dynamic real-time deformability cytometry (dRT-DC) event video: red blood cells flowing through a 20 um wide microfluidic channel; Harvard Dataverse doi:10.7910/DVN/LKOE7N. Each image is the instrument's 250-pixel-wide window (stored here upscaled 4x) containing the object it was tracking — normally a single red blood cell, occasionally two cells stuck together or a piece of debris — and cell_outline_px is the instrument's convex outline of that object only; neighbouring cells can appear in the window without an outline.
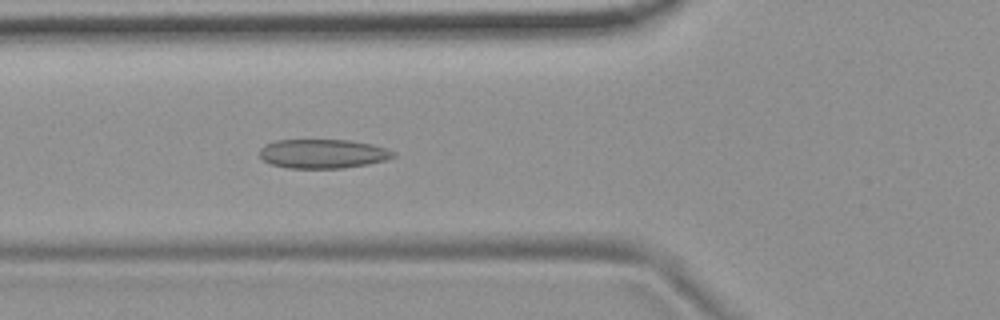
{"species": "common noctule bat (a hibernating species)", "species_latin": "Nyctalus noctula", "temperature_condition": "room temperature", "stored_images_in_passage": 2, "camera_frame_rate_fps": 3000, "um_per_image_px": 0.085, "animal": {"sex": "female", "body_mass_g": 19.9}, "frame": {"image": 1, "passage_image": 2, "time_ms": 0.333, "image_size_px": [1000, 320], "cell_outline_px": [[396, 156], [384, 160], [368, 164], [340, 168], [288, 168], [272, 164], [264, 160], [260, 156], [260, 148], [276, 140], [348, 140], [372, 144], [388, 148], [396, 152]], "centroid_in_image_um": [27.48, 13.06], "position_along_channel_um": 98.3, "area_um2": 22.6}}